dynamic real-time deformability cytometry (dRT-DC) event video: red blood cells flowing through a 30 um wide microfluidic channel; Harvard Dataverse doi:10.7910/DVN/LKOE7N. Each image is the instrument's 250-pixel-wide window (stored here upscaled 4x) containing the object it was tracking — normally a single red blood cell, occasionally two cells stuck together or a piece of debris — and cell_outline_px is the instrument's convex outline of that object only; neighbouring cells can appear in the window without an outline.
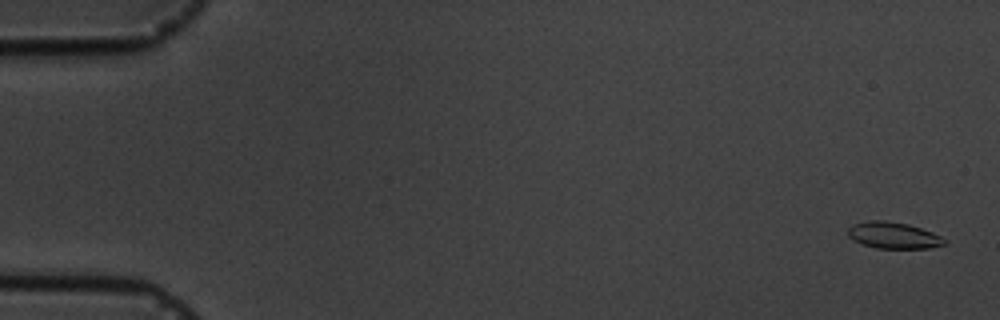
{"species": "common noctule bat (a hibernating species)", "species_latin": "Nyctalus noctula", "temperature_condition": "cold", "stored_images_in_passage": 4, "camera_frame_rate_fps": 3000, "um_per_image_px": 0.085, "animal": {"sex": "male", "body_mass_g": 19.5, "forearm_length_mm": 54.6}, "frame": {"image": 1, "passage_image": 1, "time_ms": 0.0, "image_size_px": [1000, 320], "cell_outline_px": [[948, 240], [944, 244], [928, 248], [876, 248], [860, 244], [852, 240], [848, 236], [848, 228], [852, 224], [868, 220], [884, 220], [908, 224], [932, 232]], "centroid_in_image_um": [75.89, 20.0], "position_along_channel_um": 9.1, "area_um2": 14.97}}